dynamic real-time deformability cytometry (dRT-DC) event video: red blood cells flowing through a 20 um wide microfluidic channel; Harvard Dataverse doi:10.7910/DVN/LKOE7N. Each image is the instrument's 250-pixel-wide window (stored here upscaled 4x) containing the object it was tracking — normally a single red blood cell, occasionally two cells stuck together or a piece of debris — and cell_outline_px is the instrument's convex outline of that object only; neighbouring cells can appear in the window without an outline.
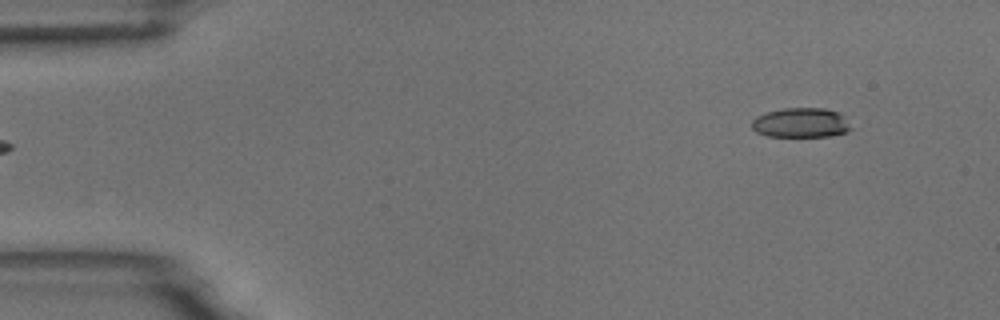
{"species": "common noctule bat (a hibernating species)", "species_latin": "Nyctalus noctula", "temperature_condition": "room temperature", "stored_images_in_passage": 5, "segment_of_instrument_passage": [2, 2], "camera_frame_rate_fps": 3000, "um_per_image_px": 0.085, "animal": {"sex": "male", "body_mass_g": 18.8}, "frame": {"image": 1, "passage_image": 5, "time_ms": 5.0, "image_size_px": [1000, 320], "cell_outline_px": [[852, 128], [848, 132], [828, 136], [768, 136], [756, 132], [752, 128], [752, 120], [756, 116], [768, 112], [784, 108], [824, 108], [840, 112], [844, 116]], "centroid_in_image_um": [68.1, 10.43], "position_along_channel_um": 16.9, "area_um2": 17.17}}